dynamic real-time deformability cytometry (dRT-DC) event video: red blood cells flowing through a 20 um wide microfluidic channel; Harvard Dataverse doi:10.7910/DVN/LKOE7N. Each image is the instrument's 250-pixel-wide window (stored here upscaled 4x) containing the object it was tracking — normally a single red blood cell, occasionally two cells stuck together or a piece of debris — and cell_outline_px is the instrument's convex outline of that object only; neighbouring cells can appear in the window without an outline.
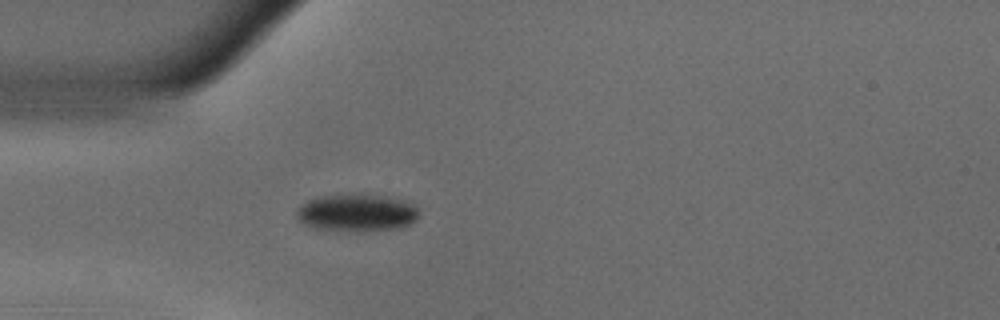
{"species": "common noctule bat (a hibernating species)", "species_latin": "Nyctalus noctula", "temperature_condition": "warm", "stored_images_in_passage": 40, "camera_frame_rate_fps": 3000, "um_per_image_px": 0.085, "animal": {"sex": "male", "body_mass_g": 18.8}, "frame": {"image": 1, "passage_image": 1, "time_ms": 0.0, "image_size_px": [1000, 320], "cell_outline_px": [[416, 220], [400, 228], [312, 228], [304, 224], [296, 216], [296, 208], [300, 204], [316, 196], [352, 192], [368, 192], [412, 200], [416, 204]], "centroid_in_image_um": [30.33, 17.96], "position_along_channel_um": 54.7, "area_um2": 26.76}}
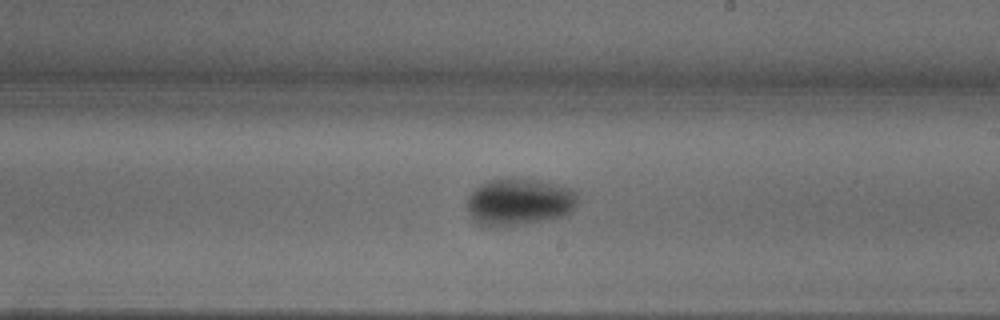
{"frame": {"image": 2, "passage_image": 17, "time_ms": 5.333, "image_size_px": [1000, 320], "cell_outline_px": [[576, 208], [572, 212], [560, 216], [544, 220], [508, 228], [484, 224], [476, 220], [468, 212], [468, 196], [480, 184], [488, 180], [540, 180], [572, 188], [576, 192]], "centroid_in_image_um": [44.17, 17.18], "position_along_channel_um": 244.8, "area_um2": 29.94}}
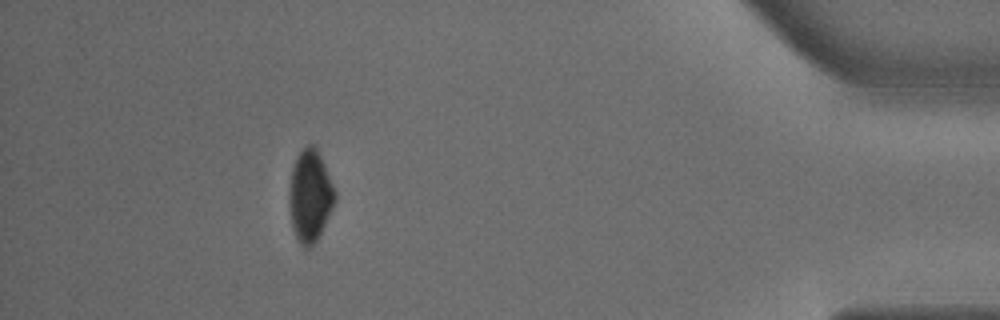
{"frame": {"image": 3, "passage_image": 35, "time_ms": 11.333, "image_size_px": [1000, 320], "cell_outline_px": [[336, 200], [316, 240], [308, 248], [304, 248], [300, 244], [292, 228], [288, 200], [288, 192], [292, 168], [300, 152], [308, 144], [316, 144], [336, 192]], "centroid_in_image_um": [26.34, 16.62], "position_along_channel_um": 408.9, "area_um2": 24.39}}